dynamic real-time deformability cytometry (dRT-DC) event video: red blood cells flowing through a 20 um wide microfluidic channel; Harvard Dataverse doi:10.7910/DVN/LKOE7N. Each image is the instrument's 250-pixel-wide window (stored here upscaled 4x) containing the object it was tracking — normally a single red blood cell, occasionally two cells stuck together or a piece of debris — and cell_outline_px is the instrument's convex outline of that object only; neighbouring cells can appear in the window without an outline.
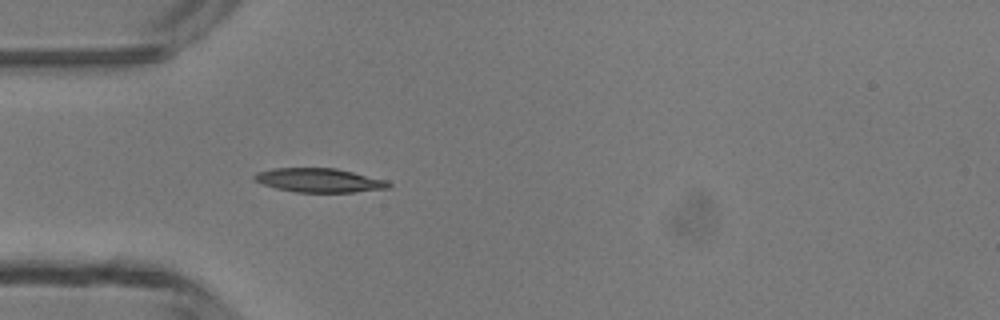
{"species": "common noctule bat (a hibernating species)", "species_latin": "Nyctalus noctula", "temperature_condition": "room temperature", "stored_images_in_passage": 4, "camera_frame_rate_fps": 3000, "um_per_image_px": 0.085, "animal": {"sex": "male", "body_mass_g": 13.3}, "frame": {"image": 1, "passage_image": 4, "time_ms": 3.333, "image_size_px": [1000, 320], "cell_outline_px": [[392, 184], [388, 188], [352, 192], [296, 192], [276, 188], [252, 180], [252, 176], [256, 172], [272, 168], [336, 168], [388, 180]], "centroid_in_image_um": [27.11, 15.31], "position_along_channel_um": 57.9, "area_um2": 18.84}}